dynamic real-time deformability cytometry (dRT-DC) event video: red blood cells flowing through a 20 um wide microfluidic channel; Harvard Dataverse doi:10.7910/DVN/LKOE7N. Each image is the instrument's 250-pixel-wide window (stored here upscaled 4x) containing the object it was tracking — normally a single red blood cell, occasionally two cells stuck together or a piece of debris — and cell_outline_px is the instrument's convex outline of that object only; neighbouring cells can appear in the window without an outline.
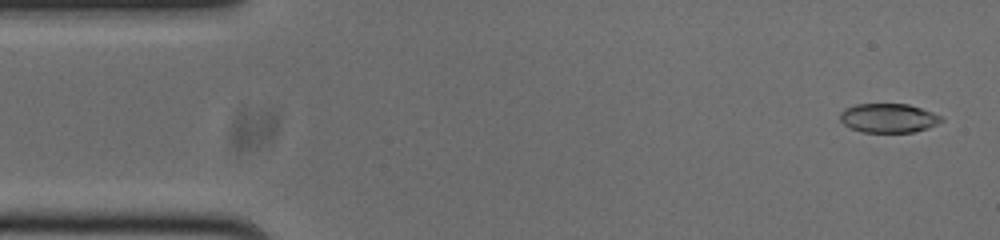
{"species": "common noctule bat (a hibernating species)", "species_latin": "Nyctalus noctula", "temperature_condition": "cold", "stored_images_in_passage": 53, "camera_frame_rate_fps": 3000, "um_per_image_px": 0.085, "animal": {"sex": "male", "body_mass_g": 20.0, "forearm_length_mm": 53.3}, "frame": {"image": 1, "passage_image": 2, "time_ms": 0.333, "image_size_px": [1000, 240], "cell_outline_px": [[944, 120], [928, 128], [912, 132], [864, 132], [852, 128], [844, 124], [840, 120], [840, 112], [844, 108], [856, 104], [908, 104], [932, 112], [940, 116]], "centroid_in_image_um": [75.5, 10.03], "position_along_channel_um": 9.5, "area_um2": 17.05}}
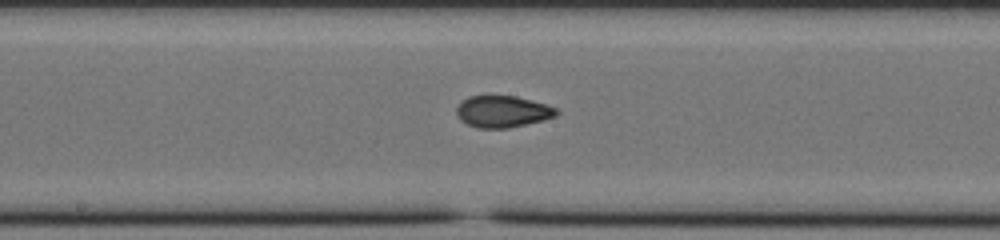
{"frame": {"image": 2, "passage_image": 26, "time_ms": 8.333, "image_size_px": [1000, 240], "cell_outline_px": [[560, 112], [556, 116], [508, 128], [476, 128], [460, 120], [456, 112], [456, 108], [460, 100], [468, 96], [488, 92], [516, 96], [548, 104], [560, 108]], "centroid_in_image_um": [42.69, 9.41], "position_along_channel_um": 205.5, "area_um2": 19.31}}
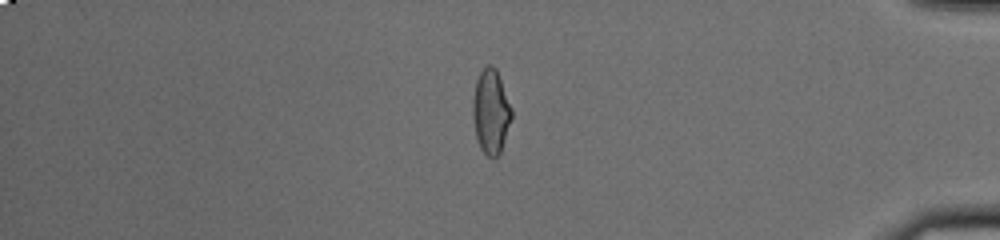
{"frame": {"image": 3, "passage_image": 44, "time_ms": 14.333, "image_size_px": [1000, 240], "cell_outline_px": [[512, 116], [500, 152], [492, 160], [480, 148], [476, 136], [472, 116], [472, 100], [476, 80], [480, 72], [488, 64], [492, 64], [496, 68], [512, 108]], "centroid_in_image_um": [41.71, 9.47], "position_along_channel_um": 393.5, "area_um2": 19.07}, "authors_computed_cell_mechanics": {"area_um2": 18.7272, "velocity_mm_per_s": 3.7818, "shape_relaxation_time_tau1_ms": null, "shape_relaxation_time_tau2_ms": 1.7257, "deformation_change_tau1": null, "deformation_change_tau2": 0.0722}}